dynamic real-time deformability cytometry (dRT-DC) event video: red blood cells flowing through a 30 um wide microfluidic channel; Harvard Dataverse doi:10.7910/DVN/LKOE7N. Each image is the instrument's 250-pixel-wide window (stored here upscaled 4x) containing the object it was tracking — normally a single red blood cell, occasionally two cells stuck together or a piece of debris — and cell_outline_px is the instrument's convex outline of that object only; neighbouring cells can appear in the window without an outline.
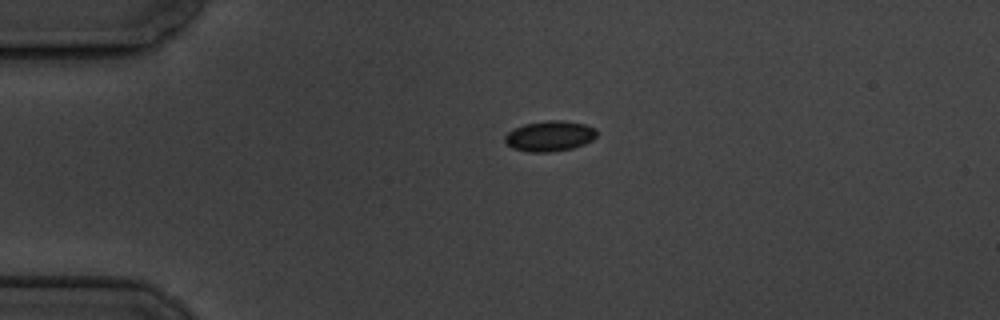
{"species": "common noctule bat (a hibernating species)", "species_latin": "Nyctalus noctula", "temperature_condition": "cold", "stored_images_in_passage": 2, "camera_frame_rate_fps": 3000, "um_per_image_px": 0.085, "animal": {"sex": "male", "body_mass_g": 19.5, "forearm_length_mm": 54.6}, "frame": {"image": 1, "passage_image": 1, "time_ms": 0.0, "image_size_px": [1000, 320], "cell_outline_px": [[596, 136], [592, 140], [584, 144], [572, 148], [552, 152], [528, 152], [512, 148], [504, 140], [504, 136], [512, 128], [524, 124], [548, 120], [564, 120], [584, 124], [596, 128]], "centroid_in_image_um": [46.71, 11.56], "position_along_channel_um": 38.3, "area_um2": 16.42}}